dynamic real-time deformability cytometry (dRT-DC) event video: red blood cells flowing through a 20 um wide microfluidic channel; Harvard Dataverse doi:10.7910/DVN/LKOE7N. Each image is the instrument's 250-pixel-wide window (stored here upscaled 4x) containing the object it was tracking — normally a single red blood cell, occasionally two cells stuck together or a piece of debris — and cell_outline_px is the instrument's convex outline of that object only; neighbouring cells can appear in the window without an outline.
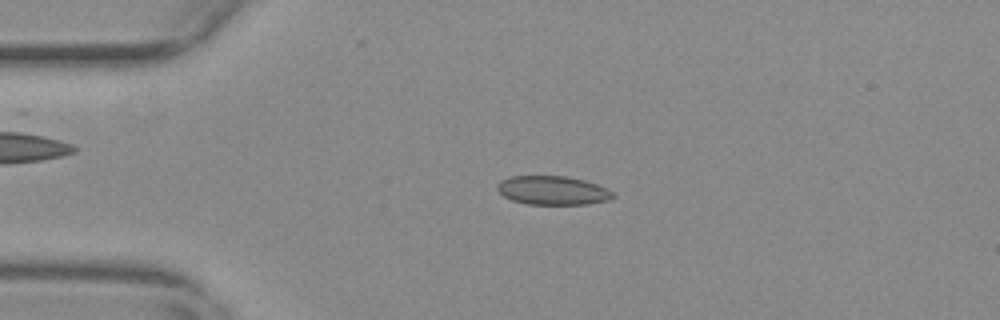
{"species": "common noctule bat (a hibernating species)", "species_latin": "Nyctalus noctula", "temperature_condition": "warm", "stored_images_in_passage": 56, "camera_frame_rate_fps": 3000, "um_per_image_px": 0.085, "animal": {"sex": "female", "body_mass_g": 29.2, "forearm_length_mm": 56.3}, "frame": {"image": 1, "passage_image": 13, "time_ms": 4.0, "image_size_px": [1000, 320], "cell_outline_px": [[616, 196], [612, 200], [588, 204], [528, 204], [512, 200], [504, 196], [496, 188], [496, 184], [500, 180], [512, 176], [568, 176], [584, 180], [608, 188]], "centroid_in_image_um": [47.01, 16.18], "position_along_channel_um": 38.0, "area_um2": 19.59}}
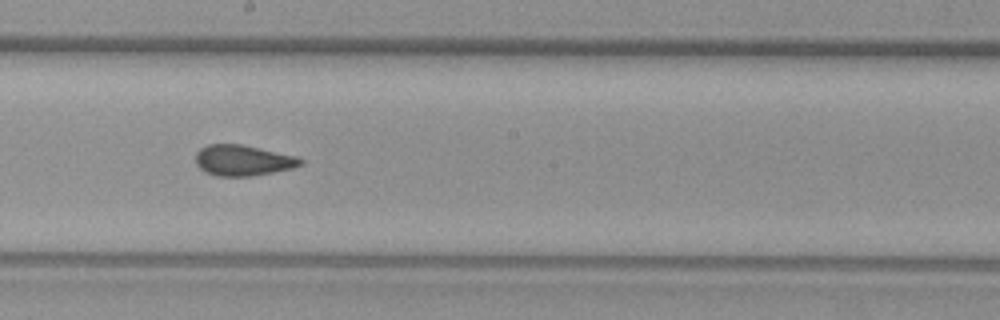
{"frame": {"image": 2, "passage_image": 31, "time_ms": 10.0, "image_size_px": [1000, 320], "cell_outline_px": [[304, 164], [292, 168], [252, 176], [216, 176], [204, 172], [196, 164], [196, 152], [200, 148], [208, 144], [240, 144], [296, 156], [304, 160]], "centroid_in_image_um": [20.63, 13.63], "position_along_channel_um": 227.6, "area_um2": 18.79}}
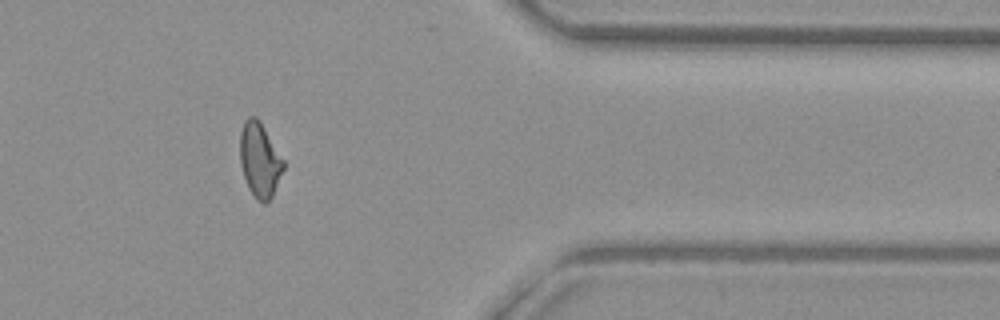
{"frame": {"image": 3, "passage_image": 46, "time_ms": 15.0, "image_size_px": [1000, 320], "cell_outline_px": [[284, 168], [272, 196], [268, 204], [264, 204], [256, 200], [248, 188], [240, 164], [240, 132], [244, 120], [248, 116], [256, 116], [260, 120], [284, 160]], "centroid_in_image_um": [22.07, 13.59], "position_along_channel_um": 389.3, "area_um2": 19.07}, "authors_computed_cell_mechanics": {"area_um2": 18.9584, "velocity_mm_per_s": 3.6809, "shape_relaxation_time_tau1_ms": null, "shape_relaxation_time_tau2_ms": 1.5768, "deformation_change_tau1": null, "deformation_change_tau2": 0.0537}}